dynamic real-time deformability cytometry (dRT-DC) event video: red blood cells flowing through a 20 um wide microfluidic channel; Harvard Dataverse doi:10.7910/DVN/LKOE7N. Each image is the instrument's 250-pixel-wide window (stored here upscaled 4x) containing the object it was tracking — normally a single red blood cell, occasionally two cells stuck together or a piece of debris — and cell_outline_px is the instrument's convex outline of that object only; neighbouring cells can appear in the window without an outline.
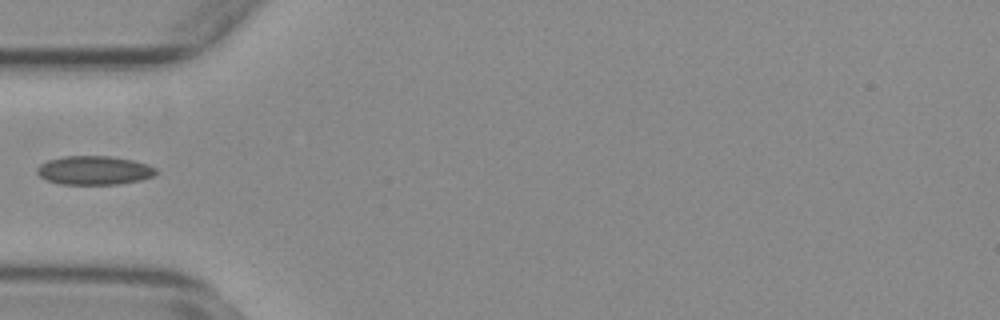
{"species": "common noctule bat (a hibernating species)", "species_latin": "Nyctalus noctula", "temperature_condition": "warm", "stored_images_in_passage": 32, "camera_frame_rate_fps": 3000, "um_per_image_px": 0.085, "animal": {"sex": "female", "body_mass_g": 29.2, "forearm_length_mm": 56.3}, "frame": {"image": 1, "passage_image": 1, "time_ms": 0.0, "image_size_px": [1000, 320], "cell_outline_px": [[156, 176], [140, 180], [120, 184], [60, 184], [48, 180], [40, 176], [36, 172], [36, 168], [40, 164], [48, 160], [64, 156], [112, 156], [132, 160], [148, 164], [156, 168]], "centroid_in_image_um": [8.02, 14.47], "position_along_channel_um": 77.0, "area_um2": 20.06}}
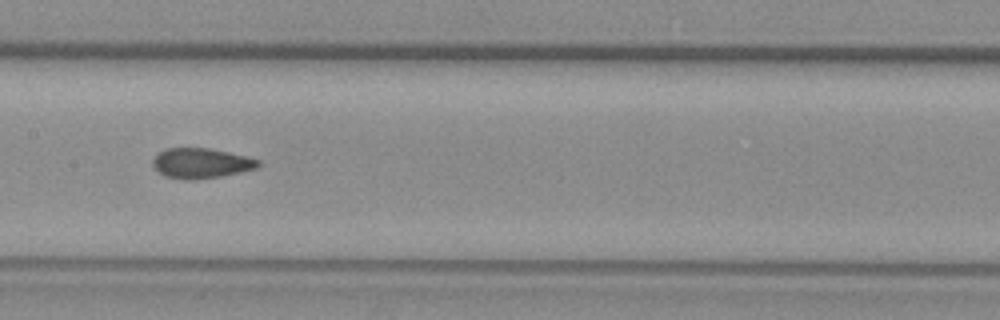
{"frame": {"image": 2, "passage_image": 10, "time_ms": 3.0, "image_size_px": [1000, 320], "cell_outline_px": [[260, 164], [256, 168], [240, 172], [220, 176], [192, 180], [184, 180], [164, 176], [152, 164], [152, 160], [164, 148], [208, 148], [248, 156], [260, 160]], "centroid_in_image_um": [17.09, 13.87], "position_along_channel_um": 190.3, "area_um2": 18.44}}
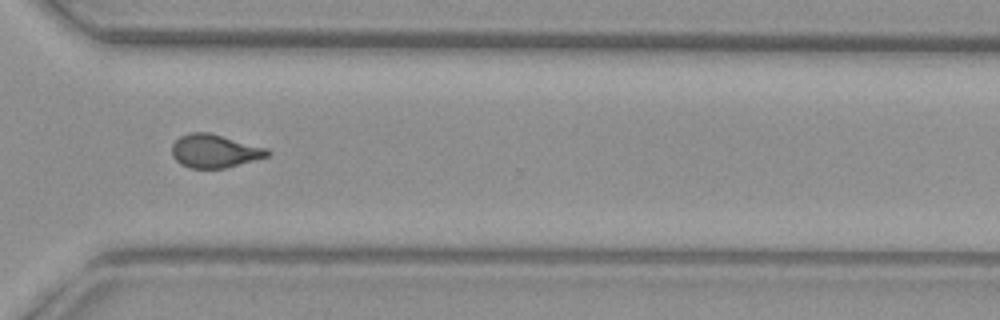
{"frame": {"image": 3, "passage_image": 23, "time_ms": 7.333, "image_size_px": [1000, 320], "cell_outline_px": [[272, 152], [268, 156], [224, 168], [188, 168], [180, 164], [172, 156], [172, 144], [180, 136], [192, 132], [208, 132], [268, 148]], "centroid_in_image_um": [18.23, 12.83], "position_along_channel_um": 352.4, "area_um2": 18.5}}